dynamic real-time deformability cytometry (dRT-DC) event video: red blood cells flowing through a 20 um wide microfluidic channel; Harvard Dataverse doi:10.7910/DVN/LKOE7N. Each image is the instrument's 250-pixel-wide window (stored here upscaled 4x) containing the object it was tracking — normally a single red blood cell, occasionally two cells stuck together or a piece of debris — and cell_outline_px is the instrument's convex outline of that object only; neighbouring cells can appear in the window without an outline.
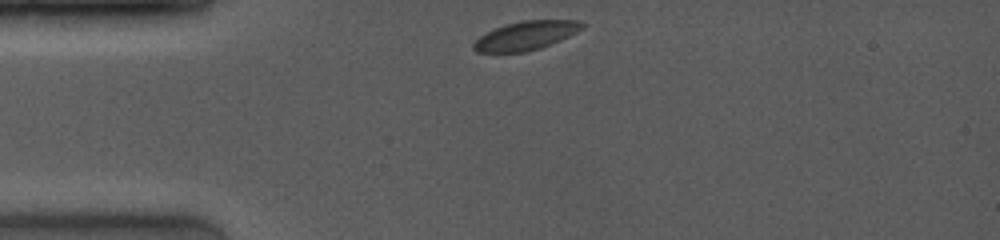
{"species": "common noctule bat (a hibernating species)", "species_latin": "Nyctalus noctula", "temperature_condition": "room temperature", "stored_images_in_passage": 43, "camera_frame_rate_fps": 4000, "um_per_image_px": 0.085, "animal": {"sex": "female", "body_mass_g": 19.0, "forearm_length_mm": 53.3}, "frame": {"image": 1, "passage_image": 1, "time_ms": 0.0, "image_size_px": [1000, 240], "cell_outline_px": [[584, 28], [560, 40], [540, 48], [524, 52], [476, 52], [472, 48], [472, 44], [480, 36], [504, 24], [520, 20], [580, 20], [584, 24]], "centroid_in_image_um": [44.7, 3.02], "position_along_channel_um": 40.3, "area_um2": 18.15}}
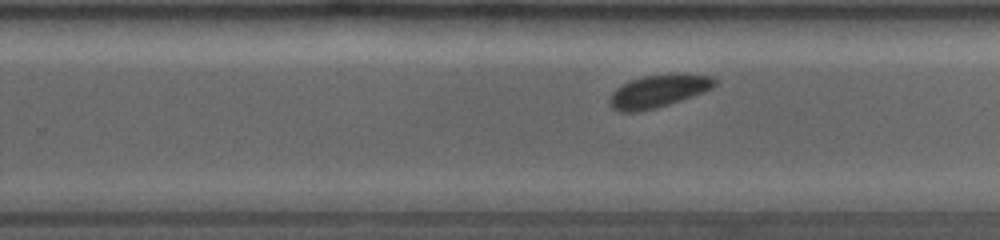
{"frame": {"image": 2, "passage_image": 26, "time_ms": 6.5, "image_size_px": [1000, 240], "cell_outline_px": [[716, 84], [712, 88], [704, 92], [656, 108], [640, 112], [620, 112], [612, 108], [608, 104], [608, 100], [612, 92], [616, 88], [632, 80], [644, 76], [676, 72], [712, 76], [716, 80]], "centroid_in_image_um": [55.95, 7.73], "position_along_channel_um": 273.8, "area_um2": 20.23}}
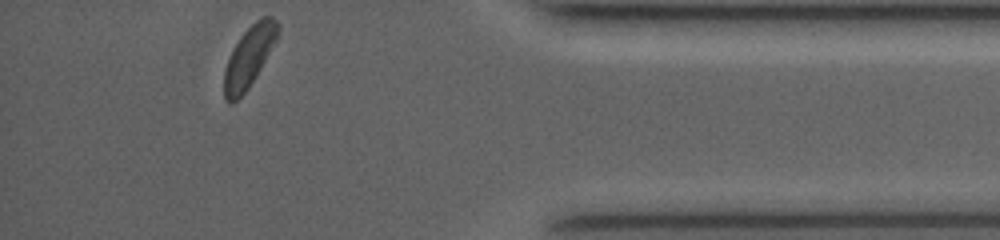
{"frame": {"image": 3, "passage_image": 43, "time_ms": 10.5, "image_size_px": [1000, 240], "cell_outline_px": [[280, 32], [276, 40], [260, 68], [248, 88], [232, 104], [228, 104], [224, 100], [224, 72], [228, 60], [240, 36], [256, 20], [264, 16], [272, 16], [280, 24]], "centroid_in_image_um": [21.18, 4.81], "position_along_channel_um": 414.0, "area_um2": 18.67}}